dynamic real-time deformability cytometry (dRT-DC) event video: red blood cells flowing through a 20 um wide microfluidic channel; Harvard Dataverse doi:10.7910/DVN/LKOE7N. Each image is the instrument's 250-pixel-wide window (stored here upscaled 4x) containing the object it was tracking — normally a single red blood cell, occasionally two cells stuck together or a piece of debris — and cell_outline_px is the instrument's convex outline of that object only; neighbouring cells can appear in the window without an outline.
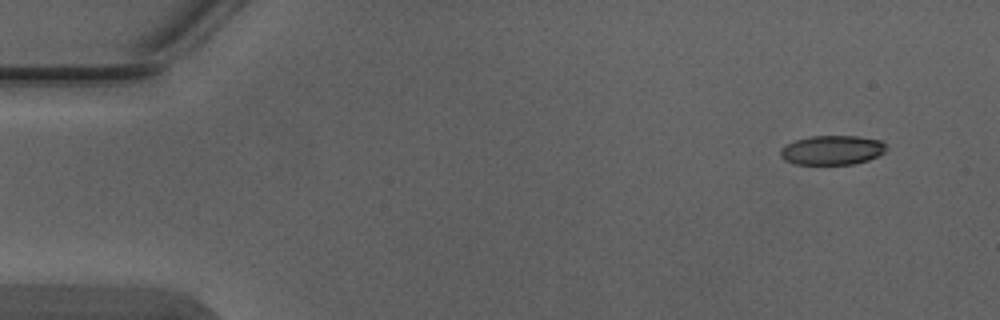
{"species": "Egyptian fruit bat (a non-hibernating species)", "species_latin": "Rousettus aegyptiacus", "temperature_condition": "warm", "stored_images_in_passage": 4, "segment_of_instrument_passage": [1, 2], "camera_frame_rate_fps": 3000, "um_per_image_px": 0.085, "animal": {"sex": "male"}, "frame": {"image": 1, "passage_image": 1, "time_ms": 0.0, "image_size_px": [1000, 320], "cell_outline_px": [[884, 152], [868, 160], [852, 164], [796, 164], [784, 160], [780, 156], [780, 148], [784, 144], [808, 136], [856, 136], [880, 140], [884, 144]], "centroid_in_image_um": [70.66, 12.75], "position_along_channel_um": 14.3, "area_um2": 18.03}}
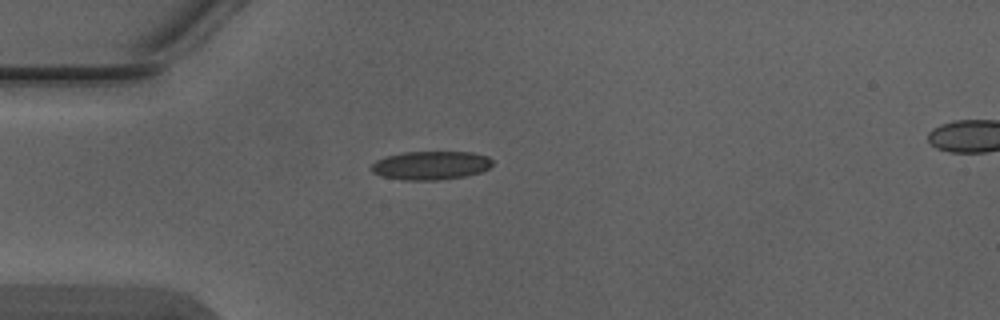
{"frame": {"image": 2, "passage_image": 3, "time_ms": 0.667, "image_size_px": [1000, 320], "cell_outline_px": [[492, 164], [488, 168], [480, 172], [464, 176], [440, 180], [404, 180], [384, 176], [372, 172], [372, 164], [376, 160], [384, 156], [404, 152], [472, 152], [488, 156], [492, 160]], "centroid_in_image_um": [36.61, 14.05], "position_along_channel_um": 48.4, "area_um2": 20.11}}